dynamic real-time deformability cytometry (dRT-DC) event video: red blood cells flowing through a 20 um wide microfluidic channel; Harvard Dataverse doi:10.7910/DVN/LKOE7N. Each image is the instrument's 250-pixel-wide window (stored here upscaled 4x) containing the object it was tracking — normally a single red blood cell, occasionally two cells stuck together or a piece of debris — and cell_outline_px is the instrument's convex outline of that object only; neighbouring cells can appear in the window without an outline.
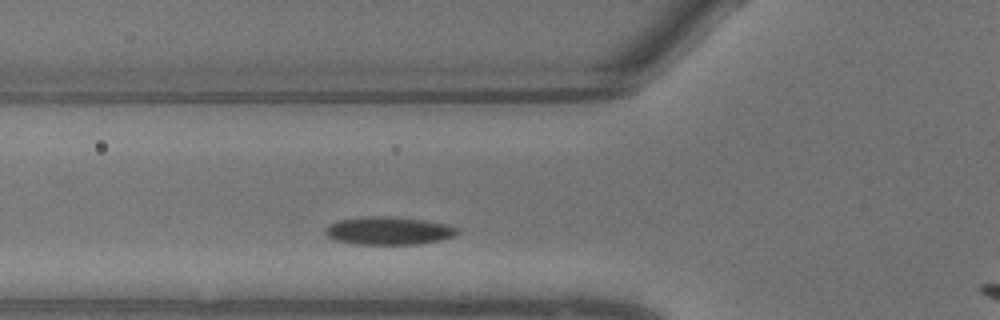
{"species": "common noctule bat (a hibernating species)", "species_latin": "Nyctalus noctula", "temperature_condition": "warm", "stored_images_in_passage": 2, "camera_frame_rate_fps": 3000, "um_per_image_px": 0.085, "animal": {"sex": "male", "body_mass_g": 13.3}, "frame": {"image": 1, "passage_image": 2, "time_ms": 0.333, "image_size_px": [1000, 320], "cell_outline_px": [[460, 232], [452, 236], [440, 240], [416, 244], [356, 244], [336, 240], [328, 236], [324, 232], [324, 228], [340, 220], [368, 216], [384, 216], [424, 220], [448, 224], [460, 228]], "centroid_in_image_um": [33.07, 19.61], "position_along_channel_um": 92.7, "area_um2": 21.33}}